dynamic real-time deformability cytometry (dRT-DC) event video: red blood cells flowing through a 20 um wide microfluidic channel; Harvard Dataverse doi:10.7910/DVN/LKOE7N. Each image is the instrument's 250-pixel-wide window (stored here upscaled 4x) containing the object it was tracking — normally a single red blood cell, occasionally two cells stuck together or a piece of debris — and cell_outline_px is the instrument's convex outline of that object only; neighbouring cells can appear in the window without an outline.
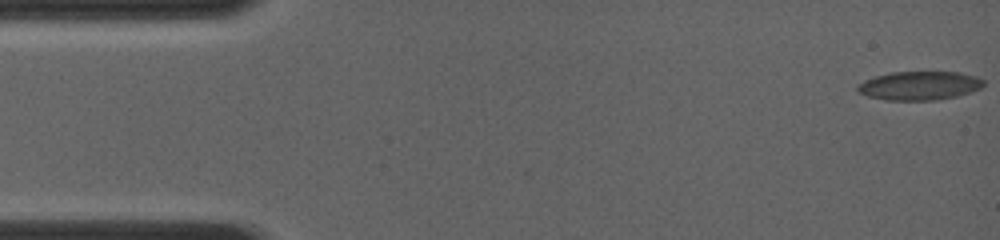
{"species": "common noctule bat (a hibernating species)", "species_latin": "Nyctalus noctula", "temperature_condition": "room temperature", "stored_images_in_passage": 6, "camera_frame_rate_fps": 4000, "um_per_image_px": 0.085, "animal": {"sex": "female", "body_mass_g": 19.0, "forearm_length_mm": 56.7}, "frame": {"image": 1, "passage_image": 1, "time_ms": 0.0, "image_size_px": [1000, 240], "cell_outline_px": [[984, 84], [980, 88], [956, 96], [936, 100], [888, 100], [868, 96], [856, 92], [856, 88], [864, 80], [876, 76], [892, 72], [960, 72], [976, 76], [984, 80]], "centroid_in_image_um": [78.14, 7.28], "position_along_channel_um": 6.9, "area_um2": 20.98}}
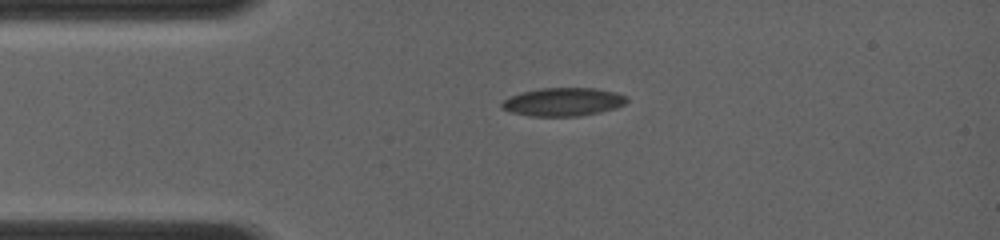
{"frame": {"image": 2, "passage_image": 5, "time_ms": 3.25, "image_size_px": [1000, 240], "cell_outline_px": [[628, 100], [624, 104], [616, 108], [600, 112], [576, 116], [528, 116], [512, 112], [500, 108], [500, 104], [508, 96], [540, 88], [596, 88], [616, 92], [624, 96]], "centroid_in_image_um": [47.84, 8.66], "position_along_channel_um": 37.2, "area_um2": 20.58}}